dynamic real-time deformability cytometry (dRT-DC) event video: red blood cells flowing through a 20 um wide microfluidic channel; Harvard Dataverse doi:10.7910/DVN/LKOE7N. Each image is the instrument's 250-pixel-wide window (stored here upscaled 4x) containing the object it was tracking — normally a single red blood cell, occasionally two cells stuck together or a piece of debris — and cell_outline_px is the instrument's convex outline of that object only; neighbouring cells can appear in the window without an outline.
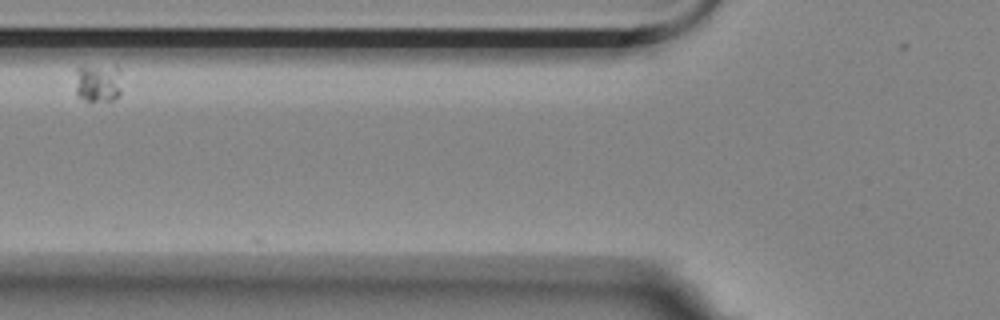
{"species": "Egyptian fruit bat (a non-hibernating species)", "species_latin": "Rousettus aegyptiacus", "temperature_condition": "room temperature", "stored_images_in_passage": 4, "camera_frame_rate_fps": 3000, "um_per_image_px": 0.085, "animal": {"sex": "female"}, "frame": {"image": 1, "passage_image": 2, "time_ms": 0.333, "image_size_px": [1000, 320], "cell_outline_px": [[120, 96], [112, 100], [88, 104], [76, 96], [76, 68], [116, 64], [120, 68]], "centroid_in_image_um": [8.34, 7.09], "position_along_channel_um": 117.5, "area_um2": 11.04}}